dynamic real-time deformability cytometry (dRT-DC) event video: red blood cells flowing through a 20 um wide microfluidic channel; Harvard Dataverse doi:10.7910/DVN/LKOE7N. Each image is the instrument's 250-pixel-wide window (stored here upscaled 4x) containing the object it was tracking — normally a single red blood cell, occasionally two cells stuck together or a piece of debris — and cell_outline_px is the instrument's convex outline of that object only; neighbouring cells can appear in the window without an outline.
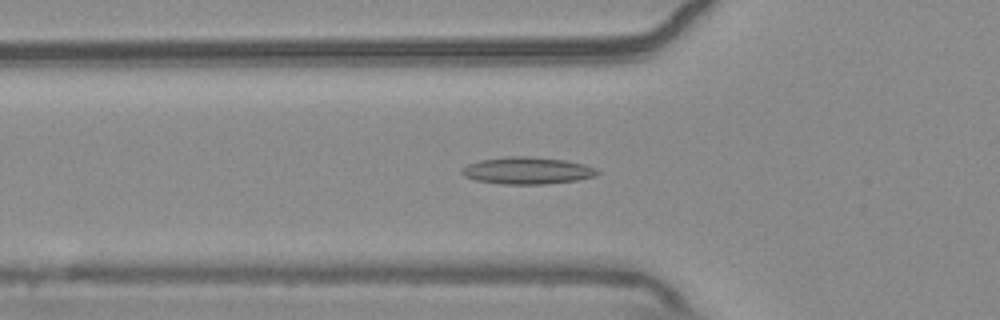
{"species": "common noctule bat (a hibernating species)", "species_latin": "Nyctalus noctula", "temperature_condition": "warm", "stored_images_in_passage": 55, "camera_frame_rate_fps": 3000, "um_per_image_px": 0.085, "animal": {"sex": "male", "body_mass_g": 20.4}, "frame": {"image": 1, "passage_image": 19, "time_ms": 6.0, "image_size_px": [1000, 320], "cell_outline_px": [[600, 172], [596, 176], [576, 180], [548, 184], [504, 184], [476, 180], [464, 176], [460, 172], [460, 168], [468, 164], [480, 160], [508, 156], [528, 156], [564, 160], [584, 164], [596, 168]], "centroid_in_image_um": [44.81, 14.5], "position_along_channel_um": 81.0, "area_um2": 21.39}}
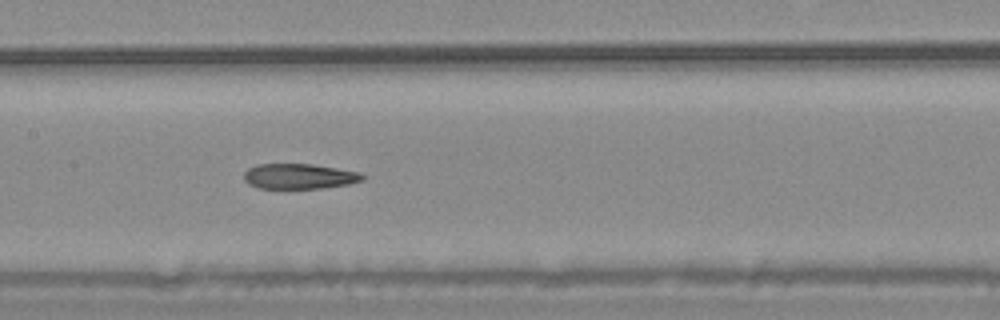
{"frame": {"image": 2, "passage_image": 27, "time_ms": 8.667, "image_size_px": [1000, 320], "cell_outline_px": [[364, 180], [348, 184], [324, 188], [256, 188], [248, 184], [244, 180], [244, 172], [248, 168], [256, 164], [312, 164], [336, 168], [356, 172], [364, 176]], "centroid_in_image_um": [25.38, 14.99], "position_along_channel_um": 182.0, "area_um2": 17.4}}
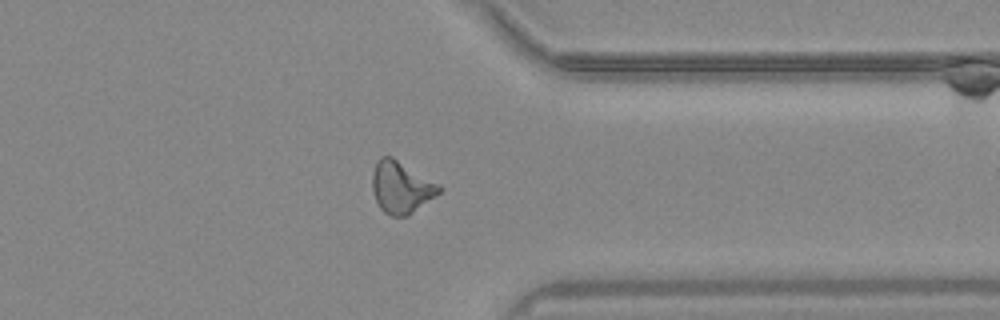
{"frame": {"image": 3, "passage_image": 43, "time_ms": 14.0, "image_size_px": [1000, 320], "cell_outline_px": [[444, 188], [436, 196], [408, 216], [392, 216], [384, 212], [380, 208], [376, 200], [372, 188], [372, 172], [376, 160], [380, 156], [392, 156], [440, 184]], "centroid_in_image_um": [34.1, 15.9], "position_along_channel_um": 377.3, "area_um2": 20.46}, "authors_computed_cell_mechanics": {"area_um2": 19.1896, "velocity_mm_per_s": 3.7584, "shape_relaxation_time_tau1_ms": null, "shape_relaxation_time_tau2_ms": 4.6819, "deformation_change_tau1": null, "deformation_change_tau2": 0.1468}}